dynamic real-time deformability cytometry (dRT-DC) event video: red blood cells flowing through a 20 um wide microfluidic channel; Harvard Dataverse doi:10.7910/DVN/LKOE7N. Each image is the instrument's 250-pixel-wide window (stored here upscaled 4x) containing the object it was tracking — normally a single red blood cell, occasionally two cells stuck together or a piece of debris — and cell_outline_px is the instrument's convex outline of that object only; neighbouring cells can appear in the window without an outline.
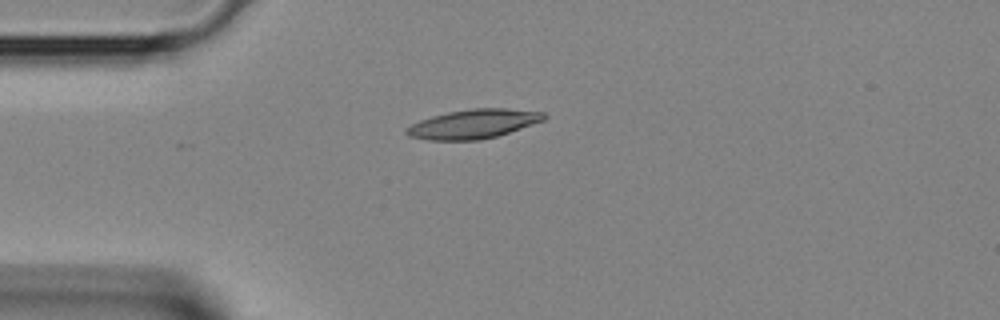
{"species": "Egyptian fruit bat (a non-hibernating species)", "species_latin": "Rousettus aegyptiacus", "temperature_condition": "room temperature", "stored_images_in_passage": 2, "camera_frame_rate_fps": 3000, "um_per_image_px": 0.085, "animal": {"sex": "female"}, "frame": {"image": 1, "passage_image": 2, "time_ms": 0.333, "image_size_px": [1000, 320], "cell_outline_px": [[548, 116], [544, 120], [496, 136], [480, 140], [428, 140], [408, 136], [404, 132], [404, 128], [420, 120], [432, 116], [448, 112], [472, 108], [508, 108], [544, 112]], "centroid_in_image_um": [40.21, 10.53], "position_along_channel_um": 44.8, "area_um2": 23.35}}